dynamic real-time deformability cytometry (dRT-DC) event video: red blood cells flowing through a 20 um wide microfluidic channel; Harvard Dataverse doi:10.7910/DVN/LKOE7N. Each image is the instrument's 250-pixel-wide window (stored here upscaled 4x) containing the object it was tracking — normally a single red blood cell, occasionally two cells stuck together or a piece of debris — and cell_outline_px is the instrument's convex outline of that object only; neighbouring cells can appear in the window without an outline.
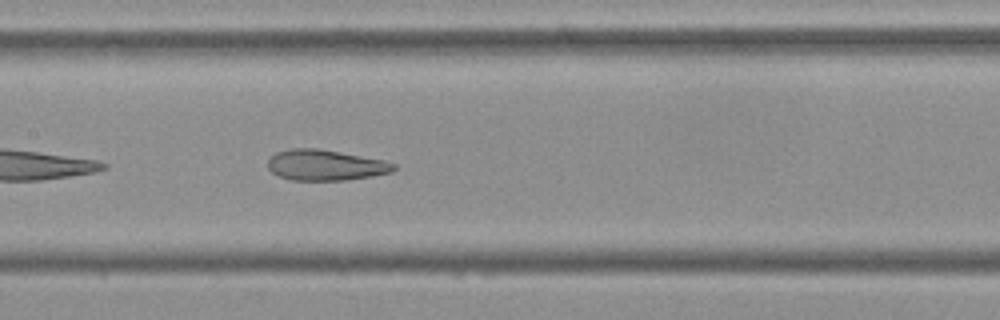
{"species": "Egyptian fruit bat (a non-hibernating species)", "species_latin": "Rousettus aegyptiacus", "temperature_condition": "cold", "stored_images_in_passage": 39, "camera_frame_rate_fps": 3000, "um_per_image_px": 0.085, "frame": {"image": 1, "passage_image": 11, "time_ms": 3.333, "image_size_px": [1000, 320], "cell_outline_px": [[396, 168], [392, 172], [372, 176], [344, 180], [292, 180], [280, 176], [272, 172], [268, 168], [268, 156], [276, 152], [292, 148], [316, 148], [340, 152], [384, 160], [396, 164]], "centroid_in_image_um": [27.64, 14.03], "position_along_channel_um": 179.8, "area_um2": 22.54}}
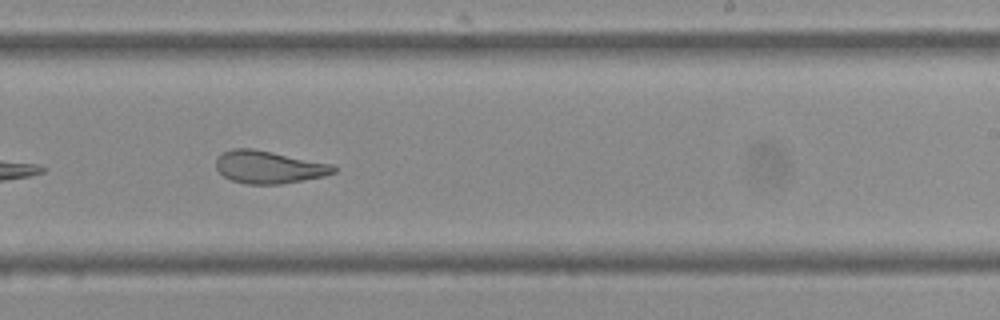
{"frame": {"image": 2, "passage_image": 18, "time_ms": 5.667, "image_size_px": [1000, 320], "cell_outline_px": [[336, 172], [324, 176], [280, 184], [248, 184], [232, 180], [224, 176], [216, 168], [216, 160], [224, 152], [232, 148], [252, 148], [332, 164], [336, 168]], "centroid_in_image_um": [22.85, 14.2], "position_along_channel_um": 266.2, "area_um2": 22.08}}
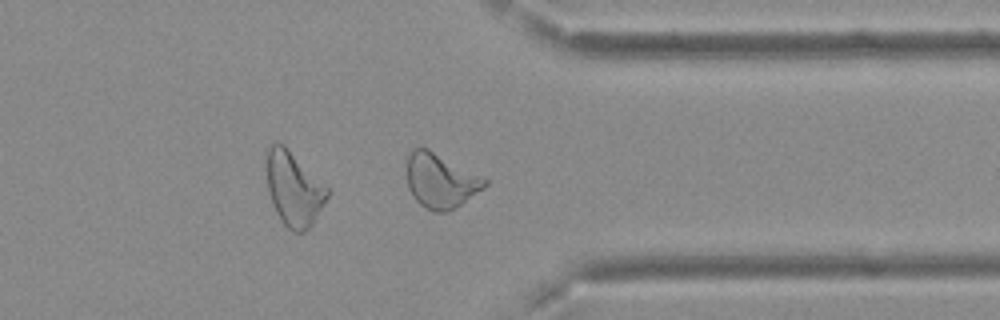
{"frame": {"image": 3, "passage_image": 27, "time_ms": 8.667, "image_size_px": [1000, 320], "cell_outline_px": [[488, 184], [484, 188], [448, 212], [432, 212], [424, 208], [412, 196], [408, 188], [408, 156], [412, 148], [428, 148], [484, 176], [488, 180]], "centroid_in_image_um": [37.47, 15.36], "position_along_channel_um": 373.9, "area_um2": 24.91}, "authors_computed_cell_mechanics": {"area_um2": 24.6228, "velocity_mm_per_s": 3.7137, "shape_relaxation_time_tau1_ms": null, "shape_relaxation_time_tau2_ms": 1.6109, "deformation_change_tau1": null, "deformation_change_tau2": 0.0926}}